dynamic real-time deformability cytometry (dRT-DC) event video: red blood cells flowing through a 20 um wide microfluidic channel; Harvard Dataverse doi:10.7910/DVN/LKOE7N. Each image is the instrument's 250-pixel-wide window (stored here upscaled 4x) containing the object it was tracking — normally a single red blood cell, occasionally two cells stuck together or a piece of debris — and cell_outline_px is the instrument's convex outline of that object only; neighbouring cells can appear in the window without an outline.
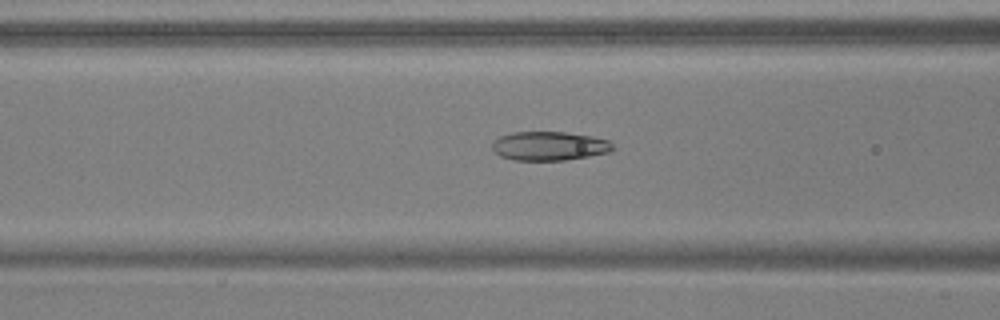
{"species": "common noctule bat (a hibernating species)", "species_latin": "Nyctalus noctula", "temperature_condition": "warm", "stored_images_in_passage": 42, "camera_frame_rate_fps": 3000, "um_per_image_px": 0.085, "animal": {"sex": "male", "body_mass_g": 17.9, "forearm_length_mm": 54.2}, "frame": {"image": 1, "passage_image": 20, "time_ms": 6.333, "image_size_px": [1000, 320], "cell_outline_px": [[616, 148], [608, 152], [588, 156], [564, 160], [512, 160], [500, 156], [492, 152], [492, 140], [500, 136], [512, 132], [564, 132], [592, 136], [608, 140]], "centroid_in_image_um": [46.64, 12.41], "position_along_channel_um": 120.0, "area_um2": 20.46}}
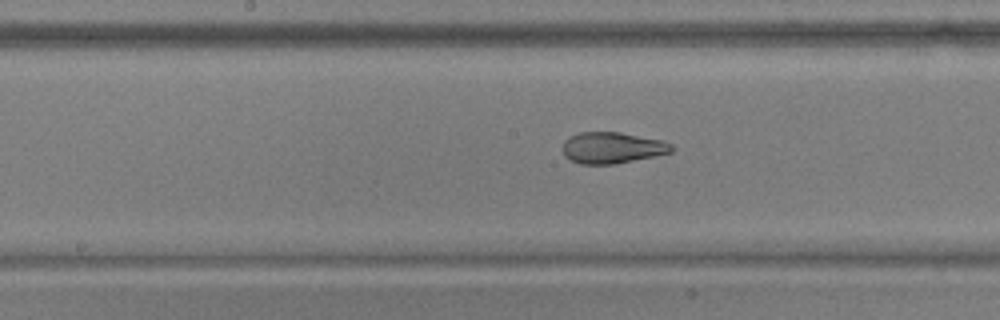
{"frame": {"image": 2, "passage_image": 26, "time_ms": 8.333, "image_size_px": [1000, 320], "cell_outline_px": [[676, 148], [672, 152], [656, 156], [616, 164], [580, 164], [564, 156], [564, 140], [568, 136], [580, 132], [620, 132], [664, 140], [672, 144]], "centroid_in_image_um": [52.09, 12.55], "position_along_channel_um": 196.1, "area_um2": 20.11}}
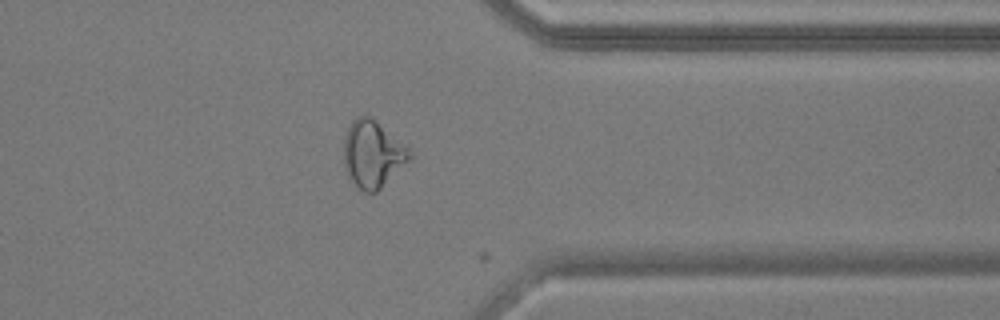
{"frame": {"image": 3, "passage_image": 41, "time_ms": 13.333, "image_size_px": [1000, 320], "cell_outline_px": [[412, 156], [376, 192], [364, 192], [348, 176], [344, 168], [344, 136], [348, 124], [356, 116], [372, 116], [408, 148], [412, 152]], "centroid_in_image_um": [31.63, 13.05], "position_along_channel_um": 379.8, "area_um2": 25.37}}